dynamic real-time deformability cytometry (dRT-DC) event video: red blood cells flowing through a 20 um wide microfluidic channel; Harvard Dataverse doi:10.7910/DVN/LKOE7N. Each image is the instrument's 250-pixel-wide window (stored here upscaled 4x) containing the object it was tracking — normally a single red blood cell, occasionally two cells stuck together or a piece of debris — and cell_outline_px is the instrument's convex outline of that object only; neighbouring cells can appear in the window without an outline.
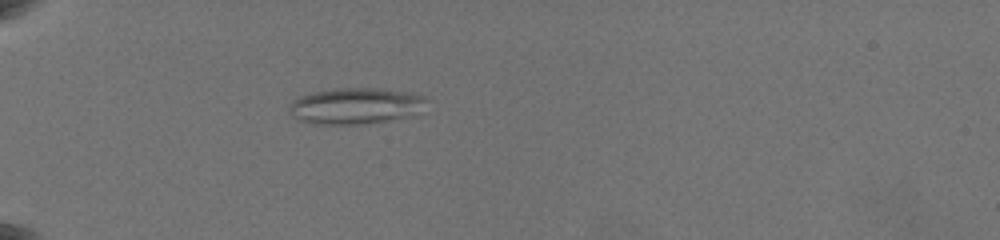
{"species": "common noctule bat (a hibernating species)", "species_latin": "Nyctalus noctula", "temperature_condition": "warm", "stored_images_in_passage": 19, "camera_frame_rate_fps": 3000, "um_per_image_px": 0.085, "animal": {"sex": "female", "body_mass_g": 19.5, "forearm_length_mm": 54.1}, "frame": {"image": 1, "passage_image": 16, "time_ms": 7.0, "image_size_px": [1000, 240], "cell_outline_px": [[428, 100], [416, 116], [360, 124], [312, 124], [296, 120], [288, 112], [288, 104], [292, 100], [300, 96], [312, 92], [336, 88], [380, 88], [404, 92], [424, 96]], "centroid_in_image_um": [30.17, 9.01], "position_along_channel_um": 54.8, "area_um2": 29.36}}